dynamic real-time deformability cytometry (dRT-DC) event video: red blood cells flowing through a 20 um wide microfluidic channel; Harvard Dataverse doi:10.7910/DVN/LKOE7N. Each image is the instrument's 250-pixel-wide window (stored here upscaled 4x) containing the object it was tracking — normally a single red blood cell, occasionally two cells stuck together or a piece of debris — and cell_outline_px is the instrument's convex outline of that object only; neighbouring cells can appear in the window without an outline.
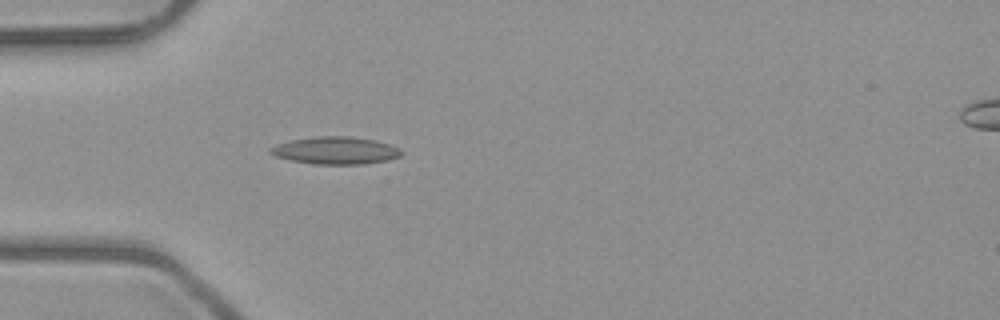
{"species": "common noctule bat (a hibernating species)", "species_latin": "Nyctalus noctula", "temperature_condition": "room temperature", "stored_images_in_passage": 4, "camera_frame_rate_fps": 3000, "um_per_image_px": 0.085, "animal": {"sex": "male", "body_mass_g": 23.1, "forearm_length_mm": 52.7}, "frame": {"image": 1, "passage_image": 4, "time_ms": 4.333, "image_size_px": [1000, 320], "cell_outline_px": [[404, 152], [400, 156], [388, 160], [364, 164], [312, 164], [292, 160], [276, 156], [268, 152], [268, 148], [276, 144], [292, 140], [316, 136], [348, 136], [376, 140], [400, 148]], "centroid_in_image_um": [28.53, 12.79], "position_along_channel_um": 56.5, "area_um2": 20.98}}